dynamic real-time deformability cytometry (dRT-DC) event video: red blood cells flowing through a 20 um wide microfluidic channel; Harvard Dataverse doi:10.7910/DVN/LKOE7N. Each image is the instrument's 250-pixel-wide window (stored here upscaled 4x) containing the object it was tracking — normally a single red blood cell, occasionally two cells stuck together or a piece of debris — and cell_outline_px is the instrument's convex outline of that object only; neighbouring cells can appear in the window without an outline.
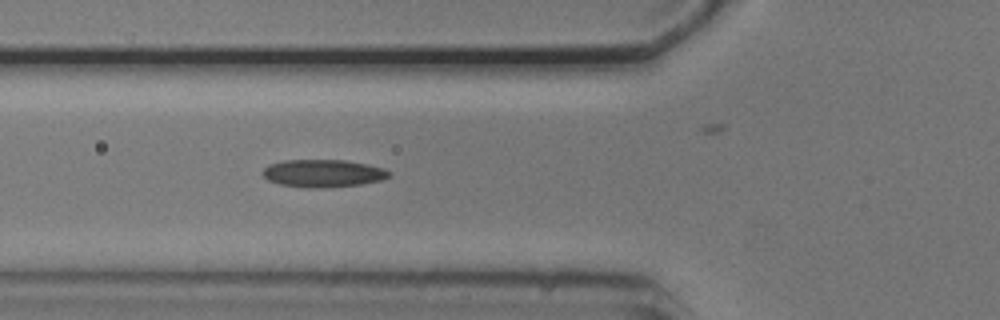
{"species": "common noctule bat (a hibernating species)", "species_latin": "Nyctalus noctula", "temperature_condition": "cold", "stored_images_in_passage": 39, "camera_frame_rate_fps": 3000, "um_per_image_px": 0.085, "animal": {"sex": "male", "body_mass_g": 20.5, "forearm_length_mm": 52.5}, "frame": {"image": 1, "passage_image": 15, "time_ms": 4.667, "image_size_px": [1000, 320], "cell_outline_px": [[392, 176], [380, 180], [360, 184], [320, 188], [312, 188], [280, 184], [268, 180], [260, 172], [268, 164], [284, 160], [344, 160], [368, 164], [384, 168], [392, 172]], "centroid_in_image_um": [27.47, 14.72], "position_along_channel_um": 98.3, "area_um2": 20.4}}
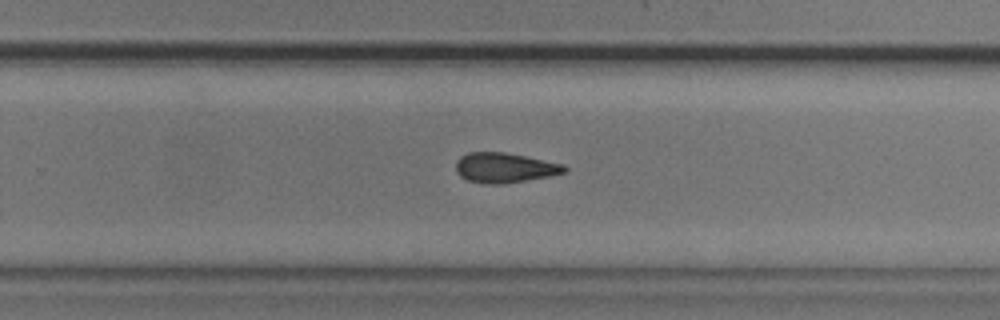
{"frame": {"image": 2, "passage_image": 30, "time_ms": 9.667, "image_size_px": [1000, 320], "cell_outline_px": [[568, 168], [564, 172], [548, 176], [504, 184], [484, 184], [468, 180], [460, 176], [456, 172], [456, 160], [460, 156], [468, 152], [504, 152], [564, 164]], "centroid_in_image_um": [42.85, 14.26], "position_along_channel_um": 287.0, "area_um2": 18.9}}
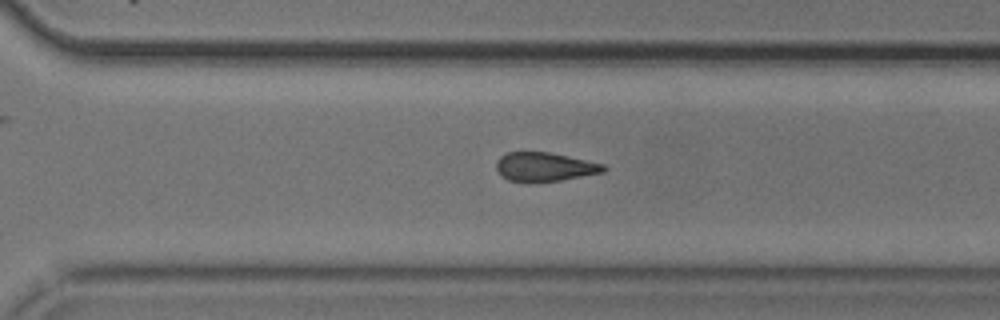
{"frame": {"image": 3, "passage_image": 33, "time_ms": 10.667, "image_size_px": [1000, 320], "cell_outline_px": [[608, 168], [604, 172], [560, 180], [528, 184], [508, 180], [500, 176], [496, 168], [496, 160], [500, 156], [508, 152], [548, 152], [604, 164]], "centroid_in_image_um": [46.24, 14.21], "position_along_channel_um": 324.4, "area_um2": 18.38}}